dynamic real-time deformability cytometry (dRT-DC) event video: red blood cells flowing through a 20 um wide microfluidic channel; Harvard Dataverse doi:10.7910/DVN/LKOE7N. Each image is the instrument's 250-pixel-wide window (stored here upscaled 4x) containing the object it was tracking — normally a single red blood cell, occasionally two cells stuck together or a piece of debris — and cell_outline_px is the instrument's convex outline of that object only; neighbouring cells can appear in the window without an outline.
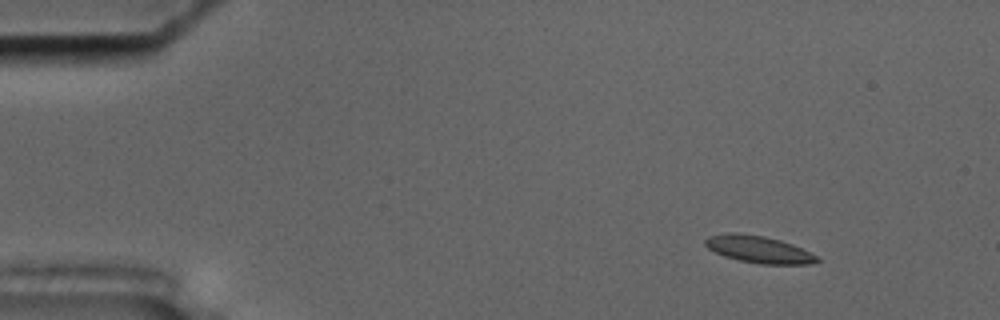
{"species": "common noctule bat (a hibernating species)", "species_latin": "Nyctalus noctula", "temperature_condition": "cold", "stored_images_in_passage": 51, "camera_frame_rate_fps": 3000, "um_per_image_px": 0.085, "animal": {"sex": "male", "body_mass_g": 17.5, "forearm_length_mm": 52.3}, "frame": {"image": 1, "passage_image": 2, "time_ms": 0.333, "image_size_px": [1000, 320], "cell_outline_px": [[820, 260], [812, 264], [760, 264], [740, 260], [724, 256], [708, 248], [704, 244], [704, 240], [708, 236], [728, 232], [736, 232], [764, 236], [780, 240], [792, 244], [820, 256]], "centroid_in_image_um": [64.51, 21.19], "position_along_channel_um": 20.5, "area_um2": 17.74}}
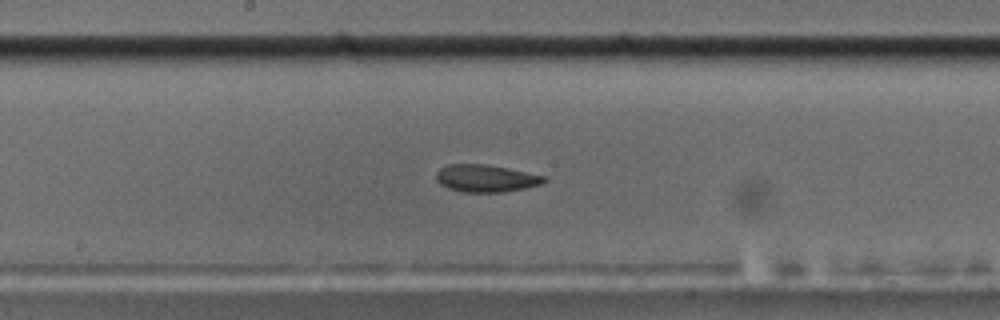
{"frame": {"image": 2, "passage_image": 25, "time_ms": 8.0, "image_size_px": [1000, 320], "cell_outline_px": [[548, 180], [544, 184], [504, 192], [464, 192], [448, 188], [440, 184], [436, 180], [436, 172], [440, 168], [448, 164], [488, 164], [548, 176]], "centroid_in_image_um": [41.35, 15.15], "position_along_channel_um": 206.9, "area_um2": 17.46}}
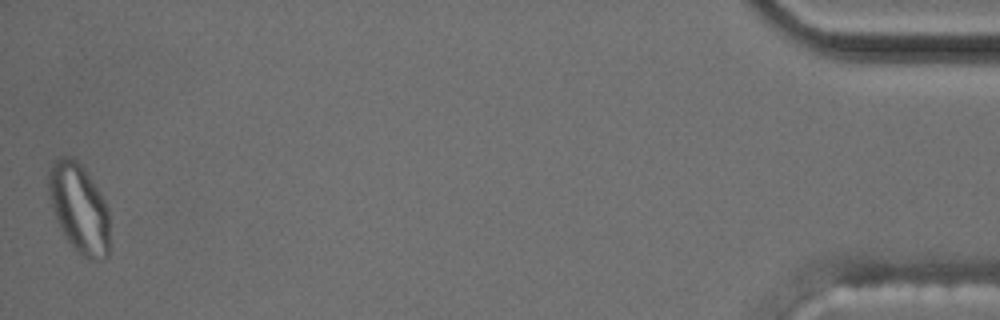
{"frame": {"image": 3, "passage_image": 51, "time_ms": 16.667, "image_size_px": [1000, 320], "cell_outline_px": [[108, 256], [96, 260], [92, 260], [80, 256], [64, 236], [56, 220], [48, 188], [48, 172], [56, 156], [68, 156], [76, 160], [80, 164], [100, 192], [108, 208]], "centroid_in_image_um": [6.71, 17.7], "position_along_channel_um": 428.5, "area_um2": 31.56}, "authors_computed_cell_mechanics": {"area_um2": 17.9758, "velocity_mm_per_s": 3.5995, "shape_relaxation_time_tau1_ms": null, "shape_relaxation_time_tau2_ms": 3.2013, "deformation_change_tau1": null, "deformation_change_tau2": 0.0854}}